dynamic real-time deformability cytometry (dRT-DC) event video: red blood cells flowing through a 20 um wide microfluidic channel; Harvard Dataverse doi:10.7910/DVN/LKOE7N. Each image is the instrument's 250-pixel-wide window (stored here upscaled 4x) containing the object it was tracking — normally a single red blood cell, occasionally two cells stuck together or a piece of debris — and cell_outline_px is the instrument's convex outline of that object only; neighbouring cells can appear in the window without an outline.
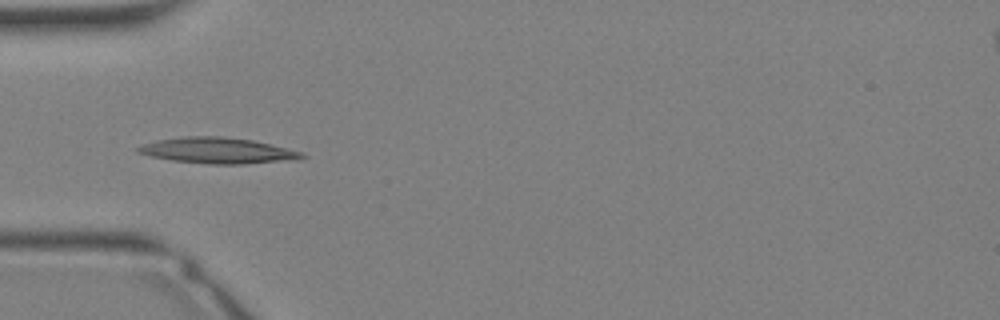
{"species": "Egyptian fruit bat (a non-hibernating species)", "species_latin": "Rousettus aegyptiacus", "temperature_condition": "warm", "stored_images_in_passage": 24, "camera_frame_rate_fps": 3000, "um_per_image_px": 0.085, "animal": {"sex": "female"}, "frame": {"image": 1, "passage_image": 1, "time_ms": 0.0, "image_size_px": [1000, 320], "cell_outline_px": [[308, 156], [296, 160], [244, 164], [208, 164], [172, 160], [152, 156], [136, 152], [136, 148], [140, 144], [156, 140], [180, 136], [220, 136], [252, 140], [272, 144], [300, 152]], "centroid_in_image_um": [18.48, 12.79], "position_along_channel_um": 66.5, "area_um2": 24.85}}
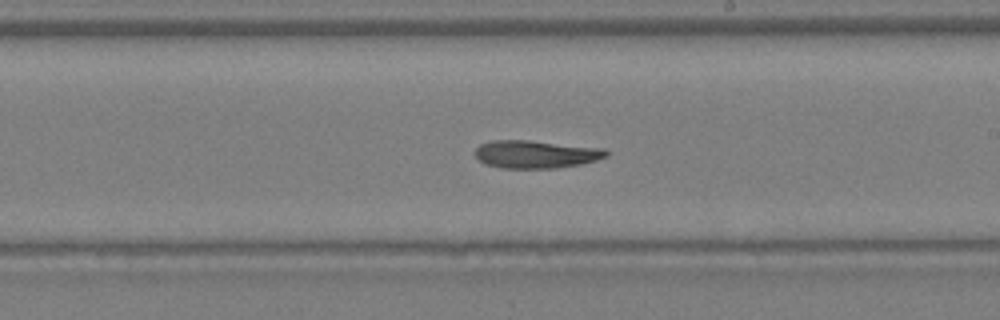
{"frame": {"image": 2, "passage_image": 10, "time_ms": 3.0, "image_size_px": [1000, 320], "cell_outline_px": [[608, 156], [596, 160], [580, 164], [556, 168], [500, 168], [484, 164], [476, 156], [476, 148], [480, 144], [492, 140], [528, 140], [604, 148], [608, 152]], "centroid_in_image_um": [45.54, 13.11], "position_along_channel_um": 243.5, "area_um2": 21.27}}
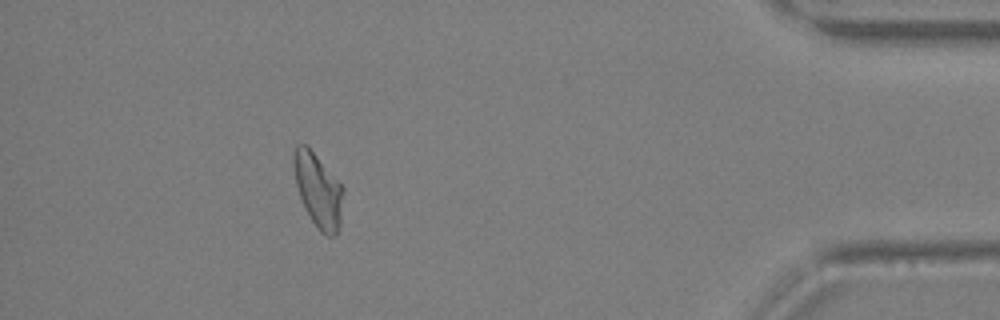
{"frame": {"image": 3, "passage_image": 21, "time_ms": 6.667, "image_size_px": [1000, 320], "cell_outline_px": [[344, 192], [340, 224], [336, 232], [332, 236], [328, 236], [320, 232], [304, 208], [296, 184], [292, 164], [292, 156], [296, 144], [308, 144], [344, 188]], "centroid_in_image_um": [27.03, 16.12], "position_along_channel_um": 408.2, "area_um2": 21.5}}